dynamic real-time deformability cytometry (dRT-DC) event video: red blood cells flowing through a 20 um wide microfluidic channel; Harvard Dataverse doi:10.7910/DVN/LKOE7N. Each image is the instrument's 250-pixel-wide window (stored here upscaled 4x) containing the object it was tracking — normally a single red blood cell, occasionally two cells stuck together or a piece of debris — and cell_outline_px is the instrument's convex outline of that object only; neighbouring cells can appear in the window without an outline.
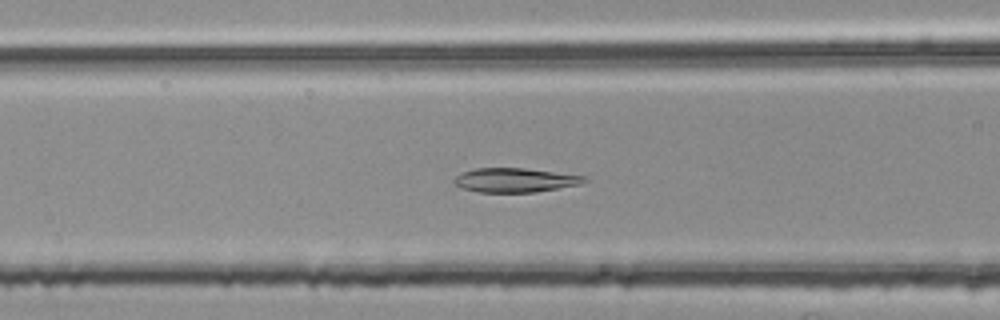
{"species": "common noctule bat (a hibernating species)", "species_latin": "Nyctalus noctula", "temperature_condition": "room temperature", "stored_images_in_passage": 37, "camera_frame_rate_fps": 3000, "um_per_image_px": 0.085, "animal": {"sex": "female", "body_mass_g": 25.1}, "frame": {"image": 1, "passage_image": 5, "time_ms": 1.333, "image_size_px": [1000, 320], "cell_outline_px": [[588, 180], [580, 184], [536, 192], [480, 192], [460, 188], [452, 180], [456, 176], [464, 172], [476, 168], [524, 168], [588, 176]], "centroid_in_image_um": [43.8, 15.31], "position_along_channel_um": 122.8, "area_um2": 18.32}}
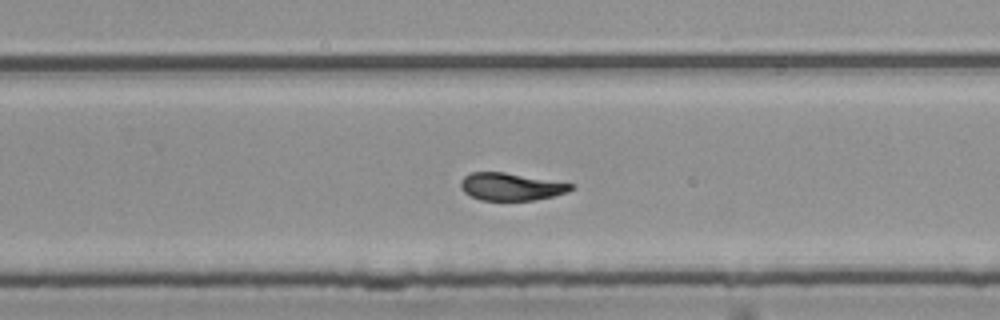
{"frame": {"image": 2, "passage_image": 18, "time_ms": 5.667, "image_size_px": [1000, 320], "cell_outline_px": [[576, 188], [568, 192], [552, 196], [532, 200], [480, 200], [464, 192], [460, 188], [460, 180], [464, 176], [472, 172], [504, 172], [576, 184]], "centroid_in_image_um": [43.45, 15.86], "position_along_channel_um": 286.3, "area_um2": 17.74}}
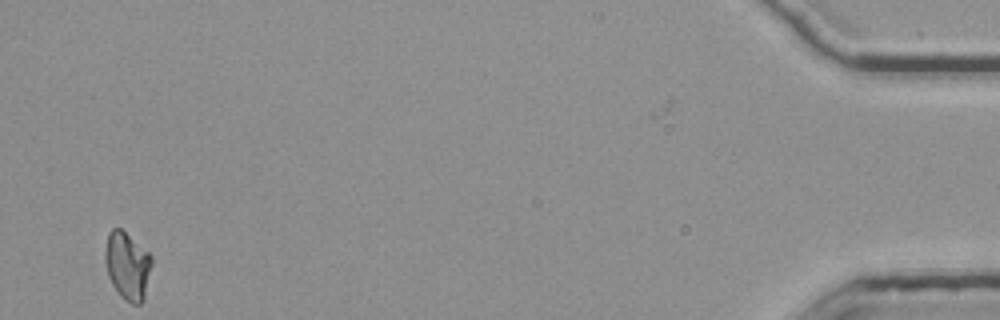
{"frame": {"image": 3, "passage_image": 36, "time_ms": 11.667, "image_size_px": [1000, 320], "cell_outline_px": [[152, 264], [144, 300], [140, 304], [132, 304], [124, 300], [120, 296], [112, 284], [108, 276], [104, 260], [104, 252], [108, 232], [112, 228], [120, 228], [148, 252], [152, 256]], "centroid_in_image_um": [10.82, 22.61], "position_along_channel_um": 424.4, "area_um2": 18.55}}